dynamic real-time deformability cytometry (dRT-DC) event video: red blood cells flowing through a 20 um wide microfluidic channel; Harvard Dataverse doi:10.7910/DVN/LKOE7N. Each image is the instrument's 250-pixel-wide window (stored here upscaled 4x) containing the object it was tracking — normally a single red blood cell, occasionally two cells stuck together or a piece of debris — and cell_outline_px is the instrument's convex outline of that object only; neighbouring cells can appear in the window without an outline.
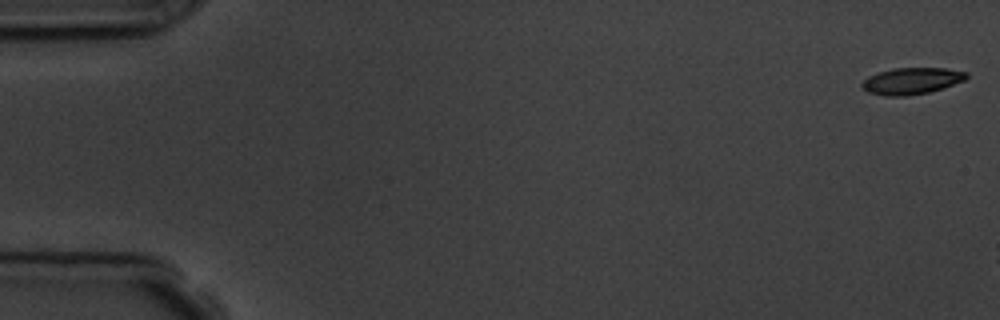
{"species": "common noctule bat (a hibernating species)", "species_latin": "Nyctalus noctula", "temperature_condition": "room temperature", "stored_images_in_passage": 3, "camera_frame_rate_fps": 3000, "um_per_image_px": 0.085, "animal": {"sex": "male", "body_mass_g": 19.5, "forearm_length_mm": 54.6}, "frame": {"image": 1, "passage_image": 1, "time_ms": 0.0, "image_size_px": [1000, 320], "cell_outline_px": [[968, 76], [964, 80], [944, 88], [928, 92], [908, 96], [884, 96], [868, 92], [860, 84], [868, 76], [892, 68], [944, 68], [968, 72]], "centroid_in_image_um": [77.49, 6.88], "position_along_channel_um": 7.5, "area_um2": 16.18}}